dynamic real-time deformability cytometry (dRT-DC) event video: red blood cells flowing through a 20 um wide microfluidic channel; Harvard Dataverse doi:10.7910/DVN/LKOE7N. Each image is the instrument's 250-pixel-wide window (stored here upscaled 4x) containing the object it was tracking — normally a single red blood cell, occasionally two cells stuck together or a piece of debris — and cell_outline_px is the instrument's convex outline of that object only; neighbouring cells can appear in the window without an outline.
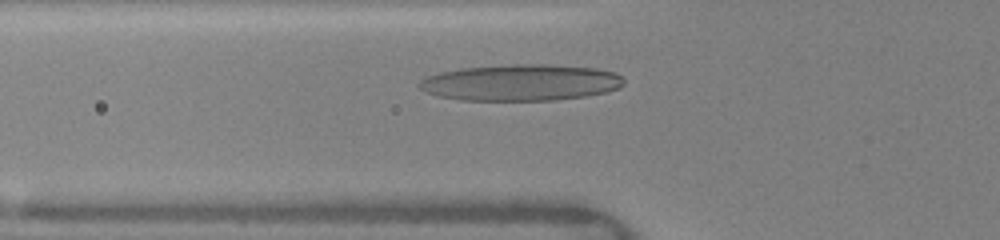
{"species": "human", "species_latin": "Homo sapiens", "temperature_condition": "warm", "stored_images_in_passage": 19, "camera_frame_rate_fps": 3000, "um_per_image_px": 0.085, "donor": {"sex": "female"}, "frame": {"image": 1, "passage_image": 11, "time_ms": 2.667, "image_size_px": [1000, 240], "cell_outline_px": [[624, 84], [620, 88], [604, 92], [584, 96], [556, 100], [460, 100], [440, 96], [424, 92], [416, 84], [424, 76], [440, 72], [460, 68], [508, 64], [544, 64], [596, 68], [616, 72], [624, 80]], "centroid_in_image_um": [44.23, 7.01], "position_along_channel_um": 81.6, "area_um2": 43.64}}
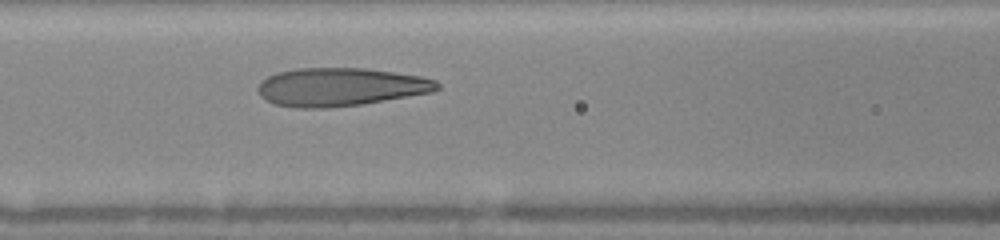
{"frame": {"image": 2, "passage_image": 17, "time_ms": 4.0, "image_size_px": [1000, 240], "cell_outline_px": [[440, 88], [432, 92], [360, 104], [328, 108], [296, 108], [272, 104], [264, 100], [260, 96], [256, 88], [260, 80], [276, 72], [296, 68], [364, 68], [420, 76], [436, 80], [440, 84]], "centroid_in_image_um": [28.86, 7.39], "position_along_channel_um": 137.7, "area_um2": 40.17}}
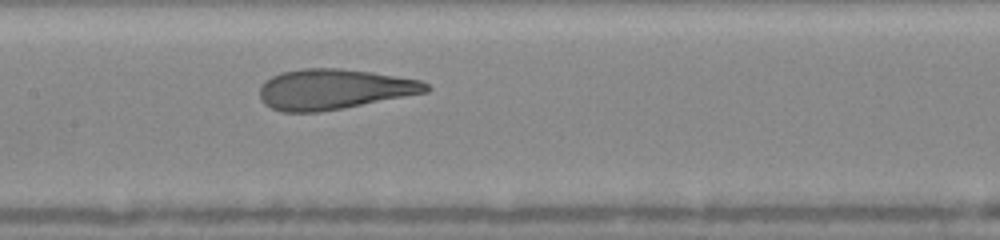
{"frame": {"image": 3, "passage_image": 19, "time_ms": 5.0, "image_size_px": [1000, 240], "cell_outline_px": [[432, 88], [428, 92], [344, 108], [320, 112], [280, 112], [264, 104], [260, 100], [260, 88], [272, 76], [280, 72], [300, 68], [340, 68], [372, 72], [420, 80], [428, 84]], "centroid_in_image_um": [28.38, 7.58], "position_along_channel_um": 179.0, "area_um2": 39.25}}